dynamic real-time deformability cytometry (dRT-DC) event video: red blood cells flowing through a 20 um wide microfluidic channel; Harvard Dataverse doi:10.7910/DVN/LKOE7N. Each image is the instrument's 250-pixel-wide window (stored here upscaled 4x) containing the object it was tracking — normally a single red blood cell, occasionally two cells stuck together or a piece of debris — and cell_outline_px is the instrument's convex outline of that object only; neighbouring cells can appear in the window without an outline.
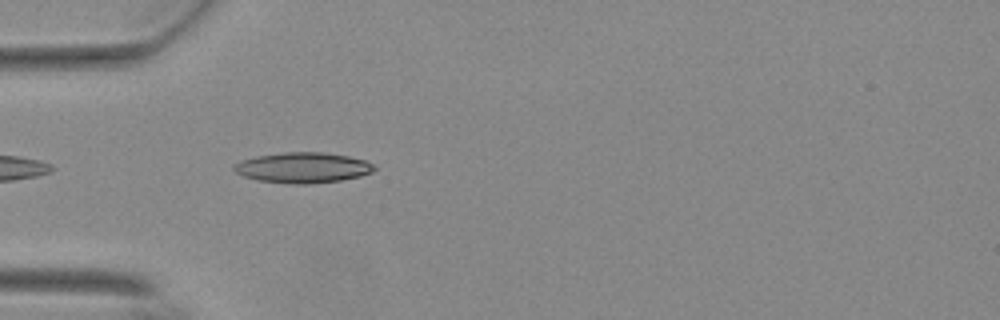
{"species": "Egyptian fruit bat (a non-hibernating species)", "species_latin": "Rousettus aegyptiacus", "temperature_condition": "warm", "stored_images_in_passage": 9, "camera_frame_rate_fps": 3000, "um_per_image_px": 0.085, "animal": {"sex": "female"}, "frame": {"image": 1, "passage_image": 2, "time_ms": 0.333, "image_size_px": [1000, 320], "cell_outline_px": [[376, 168], [372, 172], [360, 176], [340, 180], [308, 184], [292, 184], [256, 180], [244, 176], [236, 172], [232, 168], [232, 164], [240, 160], [256, 156], [284, 152], [324, 152], [348, 156], [364, 160], [372, 164]], "centroid_in_image_um": [25.7, 14.25], "position_along_channel_um": 59.3, "area_um2": 24.97}}